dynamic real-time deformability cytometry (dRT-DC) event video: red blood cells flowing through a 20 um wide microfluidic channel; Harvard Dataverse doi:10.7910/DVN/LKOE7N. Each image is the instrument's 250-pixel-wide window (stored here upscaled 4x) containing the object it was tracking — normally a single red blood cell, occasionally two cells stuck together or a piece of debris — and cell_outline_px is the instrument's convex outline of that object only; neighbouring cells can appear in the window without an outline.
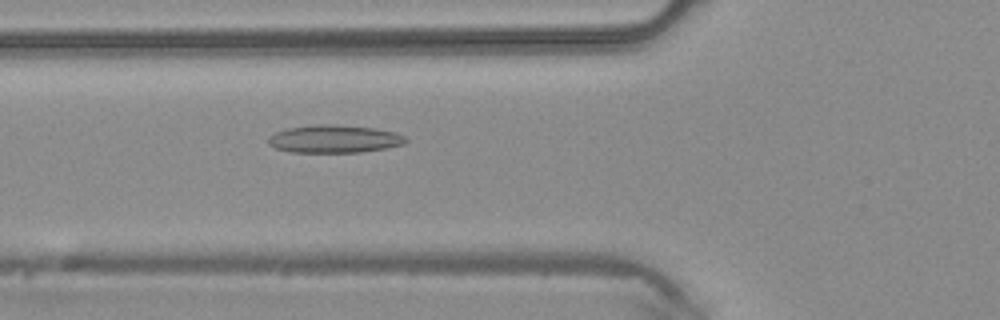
{"species": "common noctule bat (a hibernating species)", "species_latin": "Nyctalus noctula", "temperature_condition": "warm", "stored_images_in_passage": 45, "camera_frame_rate_fps": 3000, "um_per_image_px": 0.085, "animal": {"sex": "male", "body_mass_g": 20.4}, "frame": {"image": 1, "passage_image": 16, "time_ms": 5.0, "image_size_px": [1000, 320], "cell_outline_px": [[408, 140], [404, 144], [384, 148], [360, 152], [292, 152], [276, 148], [268, 144], [268, 136], [276, 132], [288, 128], [316, 124], [336, 124], [376, 128], [396, 132], [404, 136]], "centroid_in_image_um": [28.42, 11.8], "position_along_channel_um": 97.4, "area_um2": 22.31}}
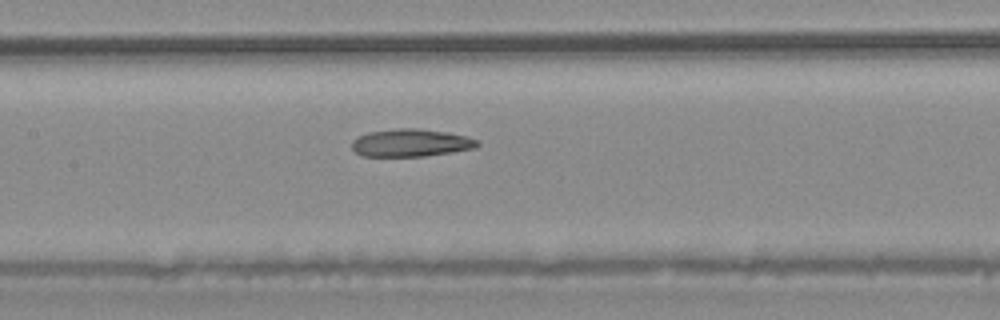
{"frame": {"image": 2, "passage_image": 21, "time_ms": 6.667, "image_size_px": [1000, 320], "cell_outline_px": [[480, 144], [476, 148], [452, 152], [424, 156], [360, 156], [352, 148], [352, 140], [368, 132], [400, 128], [416, 128], [448, 132], [468, 136], [476, 140]], "centroid_in_image_um": [34.94, 12.14], "position_along_channel_um": 172.5, "area_um2": 20.23}}
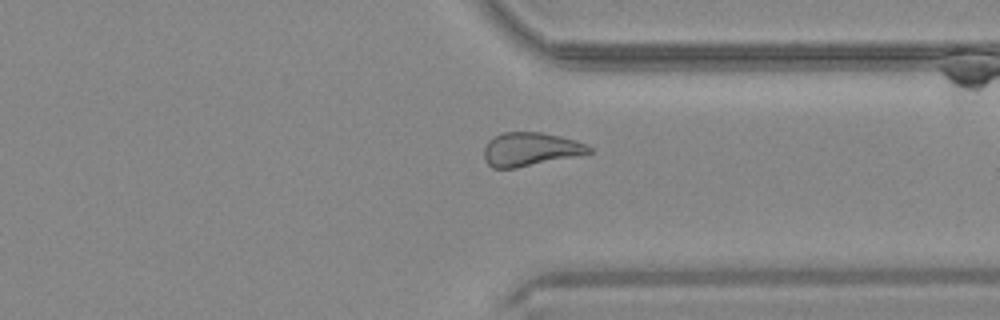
{"frame": {"image": 3, "passage_image": 34, "time_ms": 11.0, "image_size_px": [1000, 320], "cell_outline_px": [[592, 152], [580, 156], [516, 168], [492, 168], [484, 160], [484, 148], [488, 140], [492, 136], [504, 132], [540, 132], [560, 136], [576, 140], [592, 148]], "centroid_in_image_um": [45.07, 12.69], "position_along_channel_um": 366.3, "area_um2": 20.81}}